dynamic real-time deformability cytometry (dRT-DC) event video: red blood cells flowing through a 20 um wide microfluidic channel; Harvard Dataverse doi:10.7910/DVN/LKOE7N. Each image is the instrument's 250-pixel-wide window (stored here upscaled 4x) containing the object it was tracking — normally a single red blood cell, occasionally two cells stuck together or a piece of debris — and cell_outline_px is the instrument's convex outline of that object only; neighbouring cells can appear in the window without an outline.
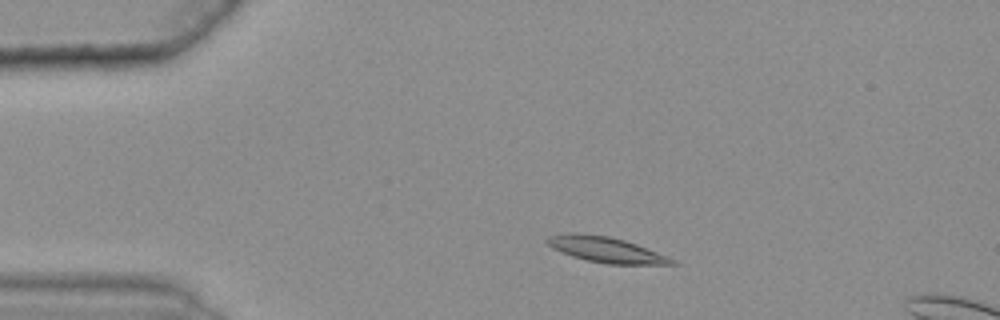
{"species": "common noctule bat (a hibernating species)", "species_latin": "Nyctalus noctula", "temperature_condition": "warm", "stored_images_in_passage": 7, "camera_frame_rate_fps": 3000, "um_per_image_px": 0.085, "animal": {"sex": "female", "body_mass_g": 25.1}, "frame": {"image": 1, "passage_image": 1, "time_ms": 0.0, "image_size_px": [1000, 320], "cell_outline_px": [[680, 264], [608, 264], [588, 260], [572, 256], [552, 248], [544, 240], [548, 236], [572, 232], [608, 236], [624, 240], [636, 244], [668, 256], [676, 260]], "centroid_in_image_um": [51.51, 21.22], "position_along_channel_um": 33.5, "area_um2": 18.44}}